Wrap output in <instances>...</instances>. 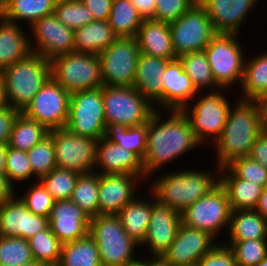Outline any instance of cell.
Wrapping results in <instances>:
<instances>
[{
	"mask_svg": "<svg viewBox=\"0 0 267 266\" xmlns=\"http://www.w3.org/2000/svg\"><path fill=\"white\" fill-rule=\"evenodd\" d=\"M220 184L226 190L232 211L255 209L263 186L236 178L226 167L219 170Z\"/></svg>",
	"mask_w": 267,
	"mask_h": 266,
	"instance_id": "obj_28",
	"label": "cell"
},
{
	"mask_svg": "<svg viewBox=\"0 0 267 266\" xmlns=\"http://www.w3.org/2000/svg\"><path fill=\"white\" fill-rule=\"evenodd\" d=\"M16 195L14 186L6 175H0V204L12 199Z\"/></svg>",
	"mask_w": 267,
	"mask_h": 266,
	"instance_id": "obj_55",
	"label": "cell"
},
{
	"mask_svg": "<svg viewBox=\"0 0 267 266\" xmlns=\"http://www.w3.org/2000/svg\"><path fill=\"white\" fill-rule=\"evenodd\" d=\"M79 173L55 167L39 181L55 201L70 200Z\"/></svg>",
	"mask_w": 267,
	"mask_h": 266,
	"instance_id": "obj_41",
	"label": "cell"
},
{
	"mask_svg": "<svg viewBox=\"0 0 267 266\" xmlns=\"http://www.w3.org/2000/svg\"><path fill=\"white\" fill-rule=\"evenodd\" d=\"M165 113L169 114L168 118H163L156 109L147 122L146 153L142 161L145 180H150L167 163L201 146L182 110Z\"/></svg>",
	"mask_w": 267,
	"mask_h": 266,
	"instance_id": "obj_1",
	"label": "cell"
},
{
	"mask_svg": "<svg viewBox=\"0 0 267 266\" xmlns=\"http://www.w3.org/2000/svg\"><path fill=\"white\" fill-rule=\"evenodd\" d=\"M99 173L80 174L70 200L78 205L90 218L99 215Z\"/></svg>",
	"mask_w": 267,
	"mask_h": 266,
	"instance_id": "obj_38",
	"label": "cell"
},
{
	"mask_svg": "<svg viewBox=\"0 0 267 266\" xmlns=\"http://www.w3.org/2000/svg\"><path fill=\"white\" fill-rule=\"evenodd\" d=\"M54 15L68 28H81L94 21V17L81 0H57Z\"/></svg>",
	"mask_w": 267,
	"mask_h": 266,
	"instance_id": "obj_42",
	"label": "cell"
},
{
	"mask_svg": "<svg viewBox=\"0 0 267 266\" xmlns=\"http://www.w3.org/2000/svg\"><path fill=\"white\" fill-rule=\"evenodd\" d=\"M35 181L48 174L56 166L53 137L49 134L41 142L34 145L28 152ZM37 178V179H36Z\"/></svg>",
	"mask_w": 267,
	"mask_h": 266,
	"instance_id": "obj_43",
	"label": "cell"
},
{
	"mask_svg": "<svg viewBox=\"0 0 267 266\" xmlns=\"http://www.w3.org/2000/svg\"><path fill=\"white\" fill-rule=\"evenodd\" d=\"M53 137L56 166L79 174L95 170L98 140L79 136L66 128L49 131Z\"/></svg>",
	"mask_w": 267,
	"mask_h": 266,
	"instance_id": "obj_14",
	"label": "cell"
},
{
	"mask_svg": "<svg viewBox=\"0 0 267 266\" xmlns=\"http://www.w3.org/2000/svg\"><path fill=\"white\" fill-rule=\"evenodd\" d=\"M229 241L267 239V219L255 209L235 210L231 212Z\"/></svg>",
	"mask_w": 267,
	"mask_h": 266,
	"instance_id": "obj_32",
	"label": "cell"
},
{
	"mask_svg": "<svg viewBox=\"0 0 267 266\" xmlns=\"http://www.w3.org/2000/svg\"><path fill=\"white\" fill-rule=\"evenodd\" d=\"M257 266H267V257H265Z\"/></svg>",
	"mask_w": 267,
	"mask_h": 266,
	"instance_id": "obj_63",
	"label": "cell"
},
{
	"mask_svg": "<svg viewBox=\"0 0 267 266\" xmlns=\"http://www.w3.org/2000/svg\"><path fill=\"white\" fill-rule=\"evenodd\" d=\"M20 113L11 106L0 109V143L8 144L14 122Z\"/></svg>",
	"mask_w": 267,
	"mask_h": 266,
	"instance_id": "obj_51",
	"label": "cell"
},
{
	"mask_svg": "<svg viewBox=\"0 0 267 266\" xmlns=\"http://www.w3.org/2000/svg\"><path fill=\"white\" fill-rule=\"evenodd\" d=\"M1 74L5 80L9 106L22 113L51 78L50 60L31 53L4 69Z\"/></svg>",
	"mask_w": 267,
	"mask_h": 266,
	"instance_id": "obj_4",
	"label": "cell"
},
{
	"mask_svg": "<svg viewBox=\"0 0 267 266\" xmlns=\"http://www.w3.org/2000/svg\"><path fill=\"white\" fill-rule=\"evenodd\" d=\"M221 90L225 91V89L207 91L205 96L199 92V95L197 94L194 98L196 100H192V102L195 101L194 105L190 102L182 109L201 145L207 144L209 138H212L209 142L212 141L211 144H214L226 124L232 104L228 101L226 94L221 93Z\"/></svg>",
	"mask_w": 267,
	"mask_h": 266,
	"instance_id": "obj_7",
	"label": "cell"
},
{
	"mask_svg": "<svg viewBox=\"0 0 267 266\" xmlns=\"http://www.w3.org/2000/svg\"><path fill=\"white\" fill-rule=\"evenodd\" d=\"M179 60L183 65L184 71L190 77L198 92H201L204 89H211L209 91L220 89L216 85L204 50L184 54L179 57Z\"/></svg>",
	"mask_w": 267,
	"mask_h": 266,
	"instance_id": "obj_37",
	"label": "cell"
},
{
	"mask_svg": "<svg viewBox=\"0 0 267 266\" xmlns=\"http://www.w3.org/2000/svg\"><path fill=\"white\" fill-rule=\"evenodd\" d=\"M56 2L57 0H8L2 18L19 25L26 21L29 28L38 19L54 14Z\"/></svg>",
	"mask_w": 267,
	"mask_h": 266,
	"instance_id": "obj_33",
	"label": "cell"
},
{
	"mask_svg": "<svg viewBox=\"0 0 267 266\" xmlns=\"http://www.w3.org/2000/svg\"><path fill=\"white\" fill-rule=\"evenodd\" d=\"M58 266H102L94 239L88 234L82 239L62 244Z\"/></svg>",
	"mask_w": 267,
	"mask_h": 266,
	"instance_id": "obj_34",
	"label": "cell"
},
{
	"mask_svg": "<svg viewBox=\"0 0 267 266\" xmlns=\"http://www.w3.org/2000/svg\"><path fill=\"white\" fill-rule=\"evenodd\" d=\"M169 26L177 58L193 51L205 50L217 34L205 8L199 1Z\"/></svg>",
	"mask_w": 267,
	"mask_h": 266,
	"instance_id": "obj_12",
	"label": "cell"
},
{
	"mask_svg": "<svg viewBox=\"0 0 267 266\" xmlns=\"http://www.w3.org/2000/svg\"><path fill=\"white\" fill-rule=\"evenodd\" d=\"M224 244L232 250L237 266H257L267 257V239L228 241Z\"/></svg>",
	"mask_w": 267,
	"mask_h": 266,
	"instance_id": "obj_44",
	"label": "cell"
},
{
	"mask_svg": "<svg viewBox=\"0 0 267 266\" xmlns=\"http://www.w3.org/2000/svg\"><path fill=\"white\" fill-rule=\"evenodd\" d=\"M70 96L71 94L51 77L22 113L31 120L44 125L49 131L65 128Z\"/></svg>",
	"mask_w": 267,
	"mask_h": 266,
	"instance_id": "obj_15",
	"label": "cell"
},
{
	"mask_svg": "<svg viewBox=\"0 0 267 266\" xmlns=\"http://www.w3.org/2000/svg\"><path fill=\"white\" fill-rule=\"evenodd\" d=\"M231 212L227 192L219 183L208 194L183 210L181 221L189 228L204 230L218 238L217 235L225 227L228 230Z\"/></svg>",
	"mask_w": 267,
	"mask_h": 266,
	"instance_id": "obj_10",
	"label": "cell"
},
{
	"mask_svg": "<svg viewBox=\"0 0 267 266\" xmlns=\"http://www.w3.org/2000/svg\"><path fill=\"white\" fill-rule=\"evenodd\" d=\"M89 235L99 248L102 266H124L136 259L139 244L124 230L117 214L90 218Z\"/></svg>",
	"mask_w": 267,
	"mask_h": 266,
	"instance_id": "obj_5",
	"label": "cell"
},
{
	"mask_svg": "<svg viewBox=\"0 0 267 266\" xmlns=\"http://www.w3.org/2000/svg\"><path fill=\"white\" fill-rule=\"evenodd\" d=\"M217 33L239 34L240 27L259 0H198ZM248 15V16H247Z\"/></svg>",
	"mask_w": 267,
	"mask_h": 266,
	"instance_id": "obj_22",
	"label": "cell"
},
{
	"mask_svg": "<svg viewBox=\"0 0 267 266\" xmlns=\"http://www.w3.org/2000/svg\"><path fill=\"white\" fill-rule=\"evenodd\" d=\"M232 104L224 129L213 144L217 156L216 169L248 156L257 137L266 128L264 101L238 99Z\"/></svg>",
	"mask_w": 267,
	"mask_h": 266,
	"instance_id": "obj_2",
	"label": "cell"
},
{
	"mask_svg": "<svg viewBox=\"0 0 267 266\" xmlns=\"http://www.w3.org/2000/svg\"><path fill=\"white\" fill-rule=\"evenodd\" d=\"M117 38L108 20H94L74 30V51L99 55Z\"/></svg>",
	"mask_w": 267,
	"mask_h": 266,
	"instance_id": "obj_30",
	"label": "cell"
},
{
	"mask_svg": "<svg viewBox=\"0 0 267 266\" xmlns=\"http://www.w3.org/2000/svg\"><path fill=\"white\" fill-rule=\"evenodd\" d=\"M97 167H100V169L98 170ZM94 172L99 174L138 175L145 182L142 160L133 152L110 142L105 137L98 140Z\"/></svg>",
	"mask_w": 267,
	"mask_h": 266,
	"instance_id": "obj_23",
	"label": "cell"
},
{
	"mask_svg": "<svg viewBox=\"0 0 267 266\" xmlns=\"http://www.w3.org/2000/svg\"><path fill=\"white\" fill-rule=\"evenodd\" d=\"M48 226V217L33 214L19 196L0 204V236L28 240Z\"/></svg>",
	"mask_w": 267,
	"mask_h": 266,
	"instance_id": "obj_18",
	"label": "cell"
},
{
	"mask_svg": "<svg viewBox=\"0 0 267 266\" xmlns=\"http://www.w3.org/2000/svg\"><path fill=\"white\" fill-rule=\"evenodd\" d=\"M139 54L136 37H118L99 54L103 85L134 86Z\"/></svg>",
	"mask_w": 267,
	"mask_h": 266,
	"instance_id": "obj_13",
	"label": "cell"
},
{
	"mask_svg": "<svg viewBox=\"0 0 267 266\" xmlns=\"http://www.w3.org/2000/svg\"><path fill=\"white\" fill-rule=\"evenodd\" d=\"M25 192L19 198L26 205V208L33 214L49 218L55 200L42 183L39 180L35 181Z\"/></svg>",
	"mask_w": 267,
	"mask_h": 266,
	"instance_id": "obj_47",
	"label": "cell"
},
{
	"mask_svg": "<svg viewBox=\"0 0 267 266\" xmlns=\"http://www.w3.org/2000/svg\"><path fill=\"white\" fill-rule=\"evenodd\" d=\"M181 221V213L162 205L153 195L151 220L144 241L139 245L149 247L150 256H162L176 238Z\"/></svg>",
	"mask_w": 267,
	"mask_h": 266,
	"instance_id": "obj_19",
	"label": "cell"
},
{
	"mask_svg": "<svg viewBox=\"0 0 267 266\" xmlns=\"http://www.w3.org/2000/svg\"><path fill=\"white\" fill-rule=\"evenodd\" d=\"M49 135V130L35 120L20 113L13 125L8 146L28 152Z\"/></svg>",
	"mask_w": 267,
	"mask_h": 266,
	"instance_id": "obj_36",
	"label": "cell"
},
{
	"mask_svg": "<svg viewBox=\"0 0 267 266\" xmlns=\"http://www.w3.org/2000/svg\"><path fill=\"white\" fill-rule=\"evenodd\" d=\"M20 266H46V265L41 263V262H37L36 260H32V261L25 263L23 265H20Z\"/></svg>",
	"mask_w": 267,
	"mask_h": 266,
	"instance_id": "obj_62",
	"label": "cell"
},
{
	"mask_svg": "<svg viewBox=\"0 0 267 266\" xmlns=\"http://www.w3.org/2000/svg\"><path fill=\"white\" fill-rule=\"evenodd\" d=\"M7 4H8V0H0V18L3 17Z\"/></svg>",
	"mask_w": 267,
	"mask_h": 266,
	"instance_id": "obj_61",
	"label": "cell"
},
{
	"mask_svg": "<svg viewBox=\"0 0 267 266\" xmlns=\"http://www.w3.org/2000/svg\"><path fill=\"white\" fill-rule=\"evenodd\" d=\"M226 168L236 177L249 183L264 184L267 177V167L248 156L238 158L228 164Z\"/></svg>",
	"mask_w": 267,
	"mask_h": 266,
	"instance_id": "obj_48",
	"label": "cell"
},
{
	"mask_svg": "<svg viewBox=\"0 0 267 266\" xmlns=\"http://www.w3.org/2000/svg\"><path fill=\"white\" fill-rule=\"evenodd\" d=\"M23 27L0 18V73L32 53L30 36Z\"/></svg>",
	"mask_w": 267,
	"mask_h": 266,
	"instance_id": "obj_27",
	"label": "cell"
},
{
	"mask_svg": "<svg viewBox=\"0 0 267 266\" xmlns=\"http://www.w3.org/2000/svg\"><path fill=\"white\" fill-rule=\"evenodd\" d=\"M51 77L68 93L103 86L98 54L71 52L50 60Z\"/></svg>",
	"mask_w": 267,
	"mask_h": 266,
	"instance_id": "obj_8",
	"label": "cell"
},
{
	"mask_svg": "<svg viewBox=\"0 0 267 266\" xmlns=\"http://www.w3.org/2000/svg\"><path fill=\"white\" fill-rule=\"evenodd\" d=\"M219 170L214 174L212 171L194 169L170 171L156 175V179L154 177L151 186L149 185V190L159 203L181 213L220 183Z\"/></svg>",
	"mask_w": 267,
	"mask_h": 266,
	"instance_id": "obj_3",
	"label": "cell"
},
{
	"mask_svg": "<svg viewBox=\"0 0 267 266\" xmlns=\"http://www.w3.org/2000/svg\"><path fill=\"white\" fill-rule=\"evenodd\" d=\"M238 39L239 34L236 33H217L204 50L216 85L220 89L228 90L236 83L241 87L246 52Z\"/></svg>",
	"mask_w": 267,
	"mask_h": 266,
	"instance_id": "obj_9",
	"label": "cell"
},
{
	"mask_svg": "<svg viewBox=\"0 0 267 266\" xmlns=\"http://www.w3.org/2000/svg\"><path fill=\"white\" fill-rule=\"evenodd\" d=\"M32 260L28 240L0 236V266H20Z\"/></svg>",
	"mask_w": 267,
	"mask_h": 266,
	"instance_id": "obj_45",
	"label": "cell"
},
{
	"mask_svg": "<svg viewBox=\"0 0 267 266\" xmlns=\"http://www.w3.org/2000/svg\"><path fill=\"white\" fill-rule=\"evenodd\" d=\"M33 259L46 266H58L62 243L52 233L50 226L28 239Z\"/></svg>",
	"mask_w": 267,
	"mask_h": 266,
	"instance_id": "obj_40",
	"label": "cell"
},
{
	"mask_svg": "<svg viewBox=\"0 0 267 266\" xmlns=\"http://www.w3.org/2000/svg\"><path fill=\"white\" fill-rule=\"evenodd\" d=\"M198 0H156L154 19L165 23L177 21Z\"/></svg>",
	"mask_w": 267,
	"mask_h": 266,
	"instance_id": "obj_49",
	"label": "cell"
},
{
	"mask_svg": "<svg viewBox=\"0 0 267 266\" xmlns=\"http://www.w3.org/2000/svg\"><path fill=\"white\" fill-rule=\"evenodd\" d=\"M221 240L198 262L197 266H237L234 254L230 247Z\"/></svg>",
	"mask_w": 267,
	"mask_h": 266,
	"instance_id": "obj_50",
	"label": "cell"
},
{
	"mask_svg": "<svg viewBox=\"0 0 267 266\" xmlns=\"http://www.w3.org/2000/svg\"><path fill=\"white\" fill-rule=\"evenodd\" d=\"M142 178L131 174H99V214H117L133 201ZM139 183H138V182Z\"/></svg>",
	"mask_w": 267,
	"mask_h": 266,
	"instance_id": "obj_20",
	"label": "cell"
},
{
	"mask_svg": "<svg viewBox=\"0 0 267 266\" xmlns=\"http://www.w3.org/2000/svg\"><path fill=\"white\" fill-rule=\"evenodd\" d=\"M107 127H132L148 122L155 106L133 86H102Z\"/></svg>",
	"mask_w": 267,
	"mask_h": 266,
	"instance_id": "obj_6",
	"label": "cell"
},
{
	"mask_svg": "<svg viewBox=\"0 0 267 266\" xmlns=\"http://www.w3.org/2000/svg\"><path fill=\"white\" fill-rule=\"evenodd\" d=\"M168 61L160 57L140 53L133 86L155 106V109H162L161 111H163L162 75ZM156 106H159V108H156Z\"/></svg>",
	"mask_w": 267,
	"mask_h": 266,
	"instance_id": "obj_25",
	"label": "cell"
},
{
	"mask_svg": "<svg viewBox=\"0 0 267 266\" xmlns=\"http://www.w3.org/2000/svg\"><path fill=\"white\" fill-rule=\"evenodd\" d=\"M147 122L132 127H107L105 138L136 154L142 161L146 153Z\"/></svg>",
	"mask_w": 267,
	"mask_h": 266,
	"instance_id": "obj_39",
	"label": "cell"
},
{
	"mask_svg": "<svg viewBox=\"0 0 267 266\" xmlns=\"http://www.w3.org/2000/svg\"><path fill=\"white\" fill-rule=\"evenodd\" d=\"M143 20L154 19L156 0H129Z\"/></svg>",
	"mask_w": 267,
	"mask_h": 266,
	"instance_id": "obj_54",
	"label": "cell"
},
{
	"mask_svg": "<svg viewBox=\"0 0 267 266\" xmlns=\"http://www.w3.org/2000/svg\"><path fill=\"white\" fill-rule=\"evenodd\" d=\"M263 190H267V177H266V180L264 181V184H263Z\"/></svg>",
	"mask_w": 267,
	"mask_h": 266,
	"instance_id": "obj_64",
	"label": "cell"
},
{
	"mask_svg": "<svg viewBox=\"0 0 267 266\" xmlns=\"http://www.w3.org/2000/svg\"><path fill=\"white\" fill-rule=\"evenodd\" d=\"M248 157L267 167V127L257 137Z\"/></svg>",
	"mask_w": 267,
	"mask_h": 266,
	"instance_id": "obj_53",
	"label": "cell"
},
{
	"mask_svg": "<svg viewBox=\"0 0 267 266\" xmlns=\"http://www.w3.org/2000/svg\"><path fill=\"white\" fill-rule=\"evenodd\" d=\"M8 106L9 103L6 94V84L3 75L0 73V109Z\"/></svg>",
	"mask_w": 267,
	"mask_h": 266,
	"instance_id": "obj_57",
	"label": "cell"
},
{
	"mask_svg": "<svg viewBox=\"0 0 267 266\" xmlns=\"http://www.w3.org/2000/svg\"><path fill=\"white\" fill-rule=\"evenodd\" d=\"M65 128L74 134L95 140L105 137L107 126L103 109L102 87L71 94Z\"/></svg>",
	"mask_w": 267,
	"mask_h": 266,
	"instance_id": "obj_11",
	"label": "cell"
},
{
	"mask_svg": "<svg viewBox=\"0 0 267 266\" xmlns=\"http://www.w3.org/2000/svg\"><path fill=\"white\" fill-rule=\"evenodd\" d=\"M8 144L0 143V175H5V160Z\"/></svg>",
	"mask_w": 267,
	"mask_h": 266,
	"instance_id": "obj_59",
	"label": "cell"
},
{
	"mask_svg": "<svg viewBox=\"0 0 267 266\" xmlns=\"http://www.w3.org/2000/svg\"><path fill=\"white\" fill-rule=\"evenodd\" d=\"M163 110H182L199 93L179 58L168 61L162 75Z\"/></svg>",
	"mask_w": 267,
	"mask_h": 266,
	"instance_id": "obj_24",
	"label": "cell"
},
{
	"mask_svg": "<svg viewBox=\"0 0 267 266\" xmlns=\"http://www.w3.org/2000/svg\"><path fill=\"white\" fill-rule=\"evenodd\" d=\"M5 175L15 188V182H24L33 178L32 167L26 151L8 146L5 160Z\"/></svg>",
	"mask_w": 267,
	"mask_h": 266,
	"instance_id": "obj_46",
	"label": "cell"
},
{
	"mask_svg": "<svg viewBox=\"0 0 267 266\" xmlns=\"http://www.w3.org/2000/svg\"><path fill=\"white\" fill-rule=\"evenodd\" d=\"M94 17V20L107 21L113 0H81Z\"/></svg>",
	"mask_w": 267,
	"mask_h": 266,
	"instance_id": "obj_52",
	"label": "cell"
},
{
	"mask_svg": "<svg viewBox=\"0 0 267 266\" xmlns=\"http://www.w3.org/2000/svg\"><path fill=\"white\" fill-rule=\"evenodd\" d=\"M255 210L267 219V190H263Z\"/></svg>",
	"mask_w": 267,
	"mask_h": 266,
	"instance_id": "obj_56",
	"label": "cell"
},
{
	"mask_svg": "<svg viewBox=\"0 0 267 266\" xmlns=\"http://www.w3.org/2000/svg\"><path fill=\"white\" fill-rule=\"evenodd\" d=\"M147 191L152 198L150 202L138 196L117 213L124 230L139 245L145 239L153 209V193L149 188Z\"/></svg>",
	"mask_w": 267,
	"mask_h": 266,
	"instance_id": "obj_29",
	"label": "cell"
},
{
	"mask_svg": "<svg viewBox=\"0 0 267 266\" xmlns=\"http://www.w3.org/2000/svg\"><path fill=\"white\" fill-rule=\"evenodd\" d=\"M108 22L117 37H136L143 18L129 0H113Z\"/></svg>",
	"mask_w": 267,
	"mask_h": 266,
	"instance_id": "obj_35",
	"label": "cell"
},
{
	"mask_svg": "<svg viewBox=\"0 0 267 266\" xmlns=\"http://www.w3.org/2000/svg\"><path fill=\"white\" fill-rule=\"evenodd\" d=\"M124 266H146V257H144L143 259L141 257L140 258L136 257L135 260L131 261L130 263Z\"/></svg>",
	"mask_w": 267,
	"mask_h": 266,
	"instance_id": "obj_60",
	"label": "cell"
},
{
	"mask_svg": "<svg viewBox=\"0 0 267 266\" xmlns=\"http://www.w3.org/2000/svg\"><path fill=\"white\" fill-rule=\"evenodd\" d=\"M140 53L166 60L176 59L169 23L143 20L136 36Z\"/></svg>",
	"mask_w": 267,
	"mask_h": 266,
	"instance_id": "obj_26",
	"label": "cell"
},
{
	"mask_svg": "<svg viewBox=\"0 0 267 266\" xmlns=\"http://www.w3.org/2000/svg\"><path fill=\"white\" fill-rule=\"evenodd\" d=\"M146 258V266H171V264L163 256H148Z\"/></svg>",
	"mask_w": 267,
	"mask_h": 266,
	"instance_id": "obj_58",
	"label": "cell"
},
{
	"mask_svg": "<svg viewBox=\"0 0 267 266\" xmlns=\"http://www.w3.org/2000/svg\"><path fill=\"white\" fill-rule=\"evenodd\" d=\"M216 238L204 230L181 224L176 238L162 255L171 266H197L199 260L216 245Z\"/></svg>",
	"mask_w": 267,
	"mask_h": 266,
	"instance_id": "obj_17",
	"label": "cell"
},
{
	"mask_svg": "<svg viewBox=\"0 0 267 266\" xmlns=\"http://www.w3.org/2000/svg\"><path fill=\"white\" fill-rule=\"evenodd\" d=\"M48 220L52 233L62 244L89 234L90 217L71 200L55 201Z\"/></svg>",
	"mask_w": 267,
	"mask_h": 266,
	"instance_id": "obj_21",
	"label": "cell"
},
{
	"mask_svg": "<svg viewBox=\"0 0 267 266\" xmlns=\"http://www.w3.org/2000/svg\"><path fill=\"white\" fill-rule=\"evenodd\" d=\"M29 29L32 35V53L51 60L62 54L74 52V30L65 26L54 14L38 19Z\"/></svg>",
	"mask_w": 267,
	"mask_h": 266,
	"instance_id": "obj_16",
	"label": "cell"
},
{
	"mask_svg": "<svg viewBox=\"0 0 267 266\" xmlns=\"http://www.w3.org/2000/svg\"><path fill=\"white\" fill-rule=\"evenodd\" d=\"M242 100L267 101V51L245 60Z\"/></svg>",
	"mask_w": 267,
	"mask_h": 266,
	"instance_id": "obj_31",
	"label": "cell"
},
{
	"mask_svg": "<svg viewBox=\"0 0 267 266\" xmlns=\"http://www.w3.org/2000/svg\"><path fill=\"white\" fill-rule=\"evenodd\" d=\"M266 107V127H267V101L264 102Z\"/></svg>",
	"mask_w": 267,
	"mask_h": 266,
	"instance_id": "obj_65",
	"label": "cell"
}]
</instances>
